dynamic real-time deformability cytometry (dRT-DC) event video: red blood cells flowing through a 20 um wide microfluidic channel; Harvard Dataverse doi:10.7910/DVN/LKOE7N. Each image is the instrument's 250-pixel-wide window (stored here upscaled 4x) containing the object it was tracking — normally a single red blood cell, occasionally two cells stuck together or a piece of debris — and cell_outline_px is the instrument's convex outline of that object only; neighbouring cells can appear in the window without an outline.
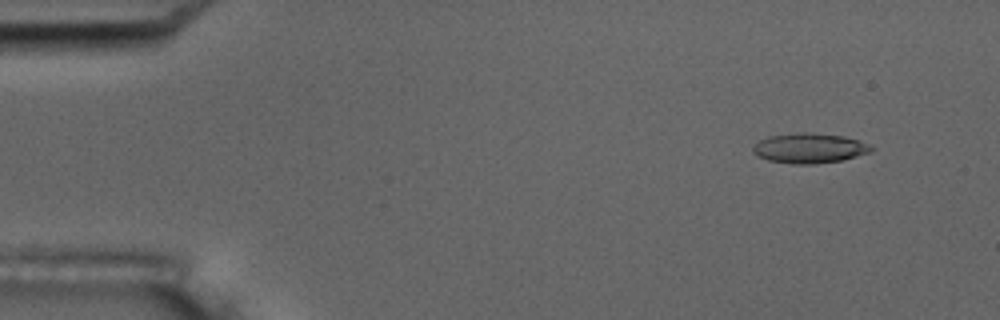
{"species": "common noctule bat (a hibernating species)", "species_latin": "Nyctalus noctula", "temperature_condition": "room temperature", "stored_images_in_passage": 5, "camera_frame_rate_fps": 3000, "um_per_image_px": 0.085, "animal": {"sex": "male", "body_mass_g": 17.5, "forearm_length_mm": 52.3}, "frame": {"image": 1, "passage_image": 2, "time_ms": 1.333, "image_size_px": [1000, 320], "cell_outline_px": [[872, 152], [840, 160], [812, 164], [796, 164], [768, 160], [756, 156], [752, 152], [752, 148], [760, 140], [768, 136], [796, 132], [812, 132], [844, 136], [860, 140], [868, 144], [872, 148]], "centroid_in_image_um": [68.78, 12.58], "position_along_channel_um": 16.2, "area_um2": 20.69}}